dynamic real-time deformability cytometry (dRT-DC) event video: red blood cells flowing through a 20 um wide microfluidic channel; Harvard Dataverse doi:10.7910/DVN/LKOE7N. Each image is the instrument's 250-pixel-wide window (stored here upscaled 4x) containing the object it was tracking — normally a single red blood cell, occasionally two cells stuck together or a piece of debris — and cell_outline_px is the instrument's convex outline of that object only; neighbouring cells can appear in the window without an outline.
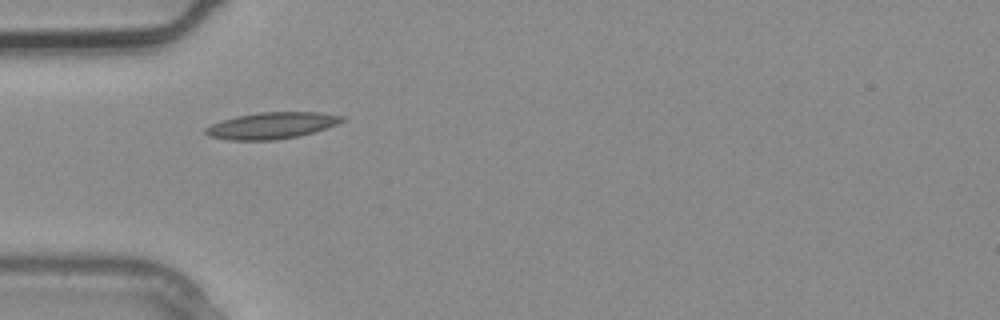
{"species": "common noctule bat (a hibernating species)", "species_latin": "Nyctalus noctula", "temperature_condition": "warm", "stored_images_in_passage": 3, "camera_frame_rate_fps": 3000, "um_per_image_px": 0.085, "animal": {"sex": "male", "body_mass_g": 20.4}, "frame": {"image": 1, "passage_image": 3, "time_ms": 0.667, "image_size_px": [1000, 320], "cell_outline_px": [[344, 120], [336, 124], [312, 132], [296, 136], [276, 140], [232, 140], [208, 136], [204, 132], [204, 128], [212, 124], [236, 116], [260, 112], [320, 112], [344, 116]], "centroid_in_image_um": [23.07, 10.66], "position_along_channel_um": 61.9, "area_um2": 20.81}}